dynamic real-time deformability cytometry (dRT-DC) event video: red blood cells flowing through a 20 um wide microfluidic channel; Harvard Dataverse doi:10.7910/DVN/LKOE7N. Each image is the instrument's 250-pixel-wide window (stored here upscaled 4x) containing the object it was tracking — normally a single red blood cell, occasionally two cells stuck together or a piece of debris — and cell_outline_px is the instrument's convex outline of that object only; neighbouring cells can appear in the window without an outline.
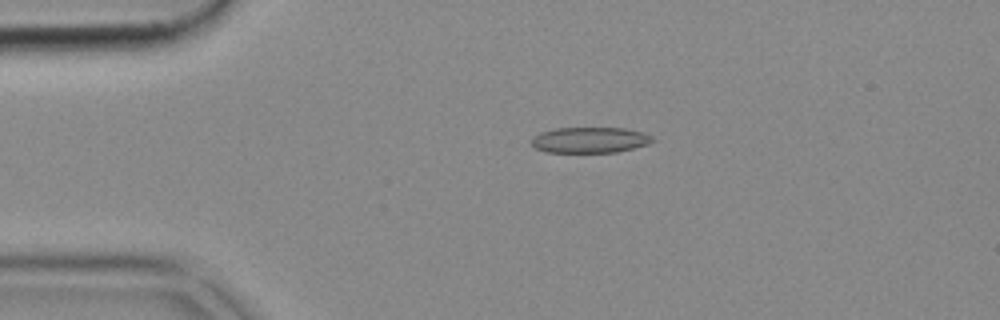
{"species": "common noctule bat (a hibernating species)", "species_latin": "Nyctalus noctula", "temperature_condition": "cold", "stored_images_in_passage": 27, "camera_frame_rate_fps": 3000, "um_per_image_px": 0.085, "animal": {"sex": "female", "body_mass_g": 18.4}, "frame": {"image": 1, "passage_image": 2, "time_ms": 0.333, "image_size_px": [1000, 320], "cell_outline_px": [[656, 140], [648, 144], [616, 152], [544, 152], [536, 148], [528, 140], [532, 136], [540, 132], [556, 128], [624, 128], [644, 132], [652, 136]], "centroid_in_image_um": [50.11, 11.89], "position_along_channel_um": 34.9, "area_um2": 18.32}}
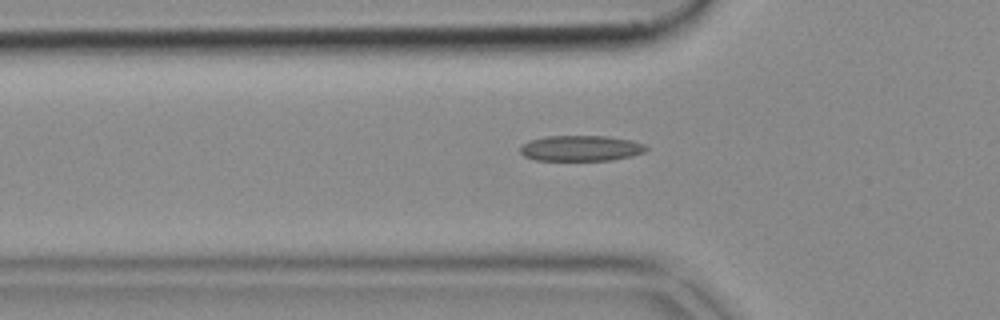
{"frame": {"image": 2, "passage_image": 8, "time_ms": 2.333, "image_size_px": [1000, 320], "cell_outline_px": [[648, 148], [644, 152], [632, 156], [612, 160], [536, 160], [524, 156], [520, 152], [520, 148], [524, 144], [532, 140], [548, 136], [608, 136], [632, 140], [644, 144]], "centroid_in_image_um": [49.41, 12.6], "position_along_channel_um": 76.4, "area_um2": 18.73}}